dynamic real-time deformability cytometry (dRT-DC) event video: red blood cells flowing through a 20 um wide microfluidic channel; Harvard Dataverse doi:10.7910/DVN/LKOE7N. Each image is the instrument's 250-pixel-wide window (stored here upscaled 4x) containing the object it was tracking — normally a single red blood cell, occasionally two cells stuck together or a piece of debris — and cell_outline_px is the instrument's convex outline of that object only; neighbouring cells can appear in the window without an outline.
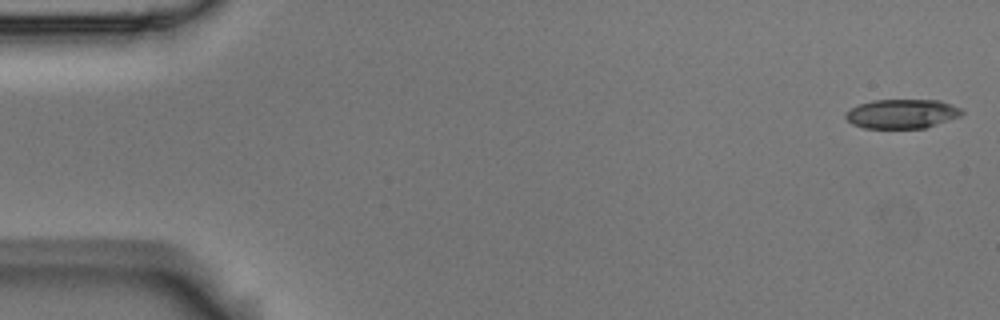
{"species": "Egyptian fruit bat (a non-hibernating species)", "species_latin": "Rousettus aegyptiacus", "temperature_condition": "room temperature", "stored_images_in_passage": 53, "camera_frame_rate_fps": 3000, "um_per_image_px": 0.085, "animal": {"sex": "male"}, "frame": {"image": 1, "passage_image": 1, "time_ms": 0.0, "image_size_px": [1000, 320], "cell_outline_px": [[964, 112], [960, 116], [924, 128], [864, 128], [852, 124], [844, 116], [852, 108], [860, 104], [872, 100], [940, 100], [960, 108]], "centroid_in_image_um": [76.67, 9.67], "position_along_channel_um": 8.3, "area_um2": 19.59}}
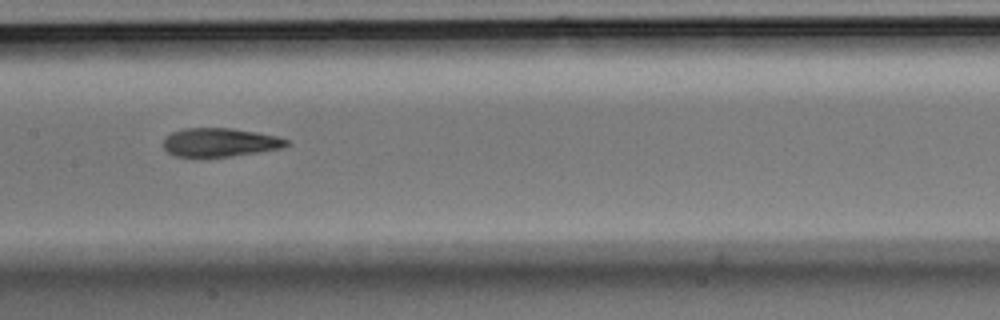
{"frame": {"image": 2, "passage_image": 26, "time_ms": 8.333, "image_size_px": [1000, 320], "cell_outline_px": [[288, 144], [280, 148], [232, 156], [204, 160], [192, 160], [176, 156], [168, 152], [164, 148], [164, 140], [172, 132], [184, 128], [232, 128], [256, 132], [276, 136], [288, 140]], "centroid_in_image_um": [18.61, 12.15], "position_along_channel_um": 188.8, "area_um2": 21.1}}
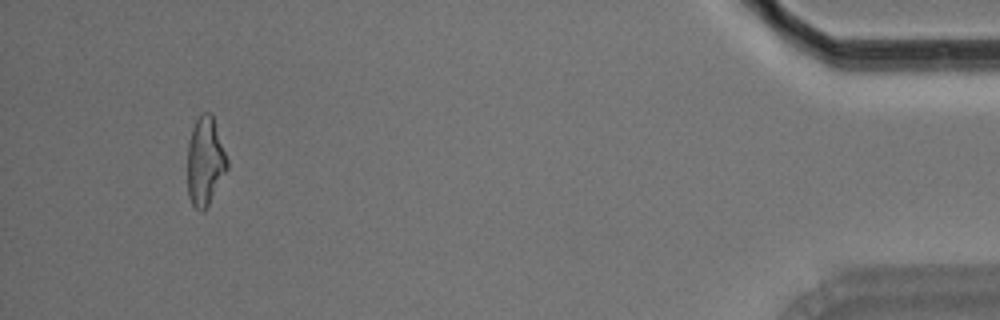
{"frame": {"image": 3, "passage_image": 50, "time_ms": 16.333, "image_size_px": [1000, 320], "cell_outline_px": [[228, 168], [204, 212], [200, 212], [192, 204], [188, 196], [188, 140], [192, 128], [196, 120], [204, 112], [212, 112], [228, 160]], "centroid_in_image_um": [17.44, 13.7], "position_along_channel_um": 417.8, "area_um2": 20.52}, "authors_computed_cell_mechanics": {"area_um2": 20.808, "velocity_mm_per_s": 3.7604, "shape_relaxation_time_tau1_ms": 5.0663, "shape_relaxation_time_tau2_ms": 2.035, "deformation_change_tau1": 0.2009, "deformation_change_tau2": 0.1055}}